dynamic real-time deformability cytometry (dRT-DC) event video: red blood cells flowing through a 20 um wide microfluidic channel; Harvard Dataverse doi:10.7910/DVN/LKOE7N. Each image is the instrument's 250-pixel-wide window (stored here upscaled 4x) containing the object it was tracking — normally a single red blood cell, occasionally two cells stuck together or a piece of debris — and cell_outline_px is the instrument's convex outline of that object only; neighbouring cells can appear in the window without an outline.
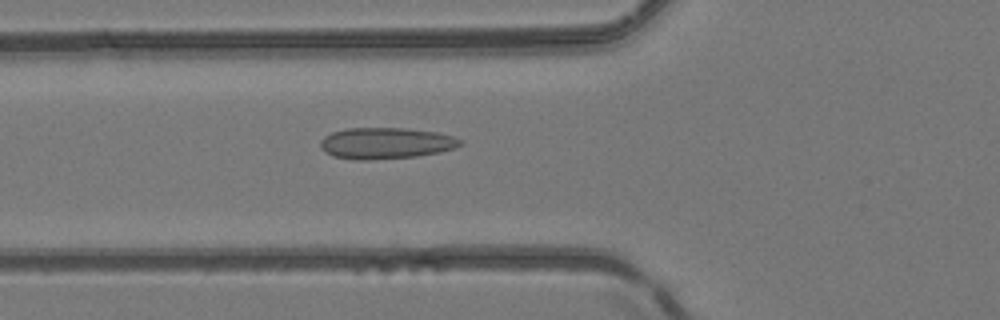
{"species": "common noctule bat (a hibernating species)", "species_latin": "Nyctalus noctula", "temperature_condition": "room temperature", "stored_images_in_passage": 50, "camera_frame_rate_fps": 3000, "um_per_image_px": 0.085, "animal": {"sex": "female", "body_mass_g": 24.6, "forearm_length_mm": 56.2}, "frame": {"image": 1, "passage_image": 19, "time_ms": 6.0, "image_size_px": [1000, 320], "cell_outline_px": [[464, 144], [456, 148], [440, 152], [416, 156], [368, 160], [356, 160], [332, 156], [324, 152], [320, 148], [320, 140], [324, 136], [332, 132], [344, 128], [404, 128], [436, 132], [452, 136], [464, 140]], "centroid_in_image_um": [32.79, 12.17], "position_along_channel_um": 93.0, "area_um2": 25.78}}
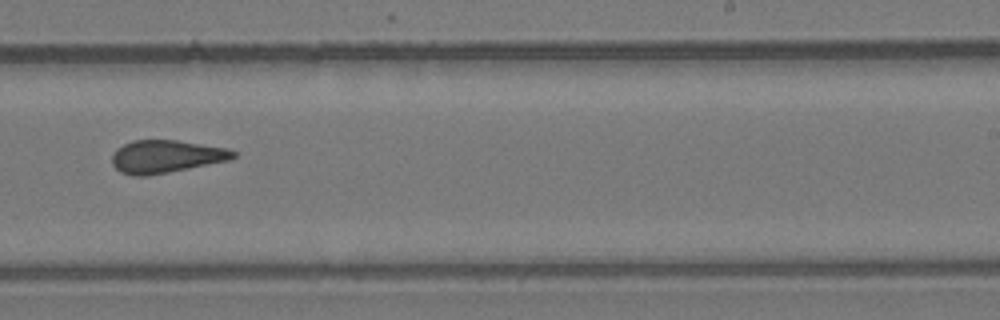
{"frame": {"image": 2, "passage_image": 32, "time_ms": 10.333, "image_size_px": [1000, 320], "cell_outline_px": [[236, 156], [228, 160], [148, 176], [132, 176], [120, 172], [112, 164], [112, 152], [116, 148], [132, 140], [176, 140], [228, 148], [236, 152]], "centroid_in_image_um": [14.06, 13.3], "position_along_channel_um": 274.9, "area_um2": 23.12}}
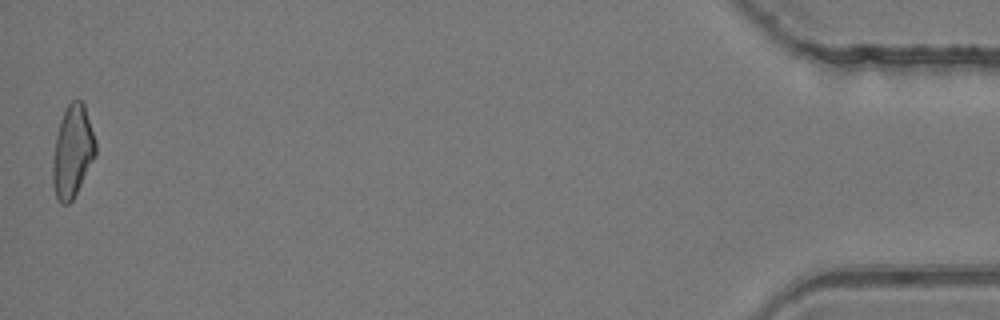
{"frame": {"image": 3, "passage_image": 50, "time_ms": 16.333, "image_size_px": [1000, 320], "cell_outline_px": [[96, 156], [72, 200], [68, 204], [60, 204], [56, 196], [52, 184], [52, 160], [56, 136], [60, 120], [64, 108], [72, 100], [80, 100], [84, 104], [96, 140]], "centroid_in_image_um": [6.16, 12.87], "position_along_channel_um": 429.0, "area_um2": 23.18}, "authors_computed_cell_mechanics": {"area_um2": 23.4668, "velocity_mm_per_s": 4.1797, "shape_relaxation_time_tau1_ms": null, "shape_relaxation_time_tau2_ms": 2.1648, "deformation_change_tau1": null, "deformation_change_tau2": 0.1094}}